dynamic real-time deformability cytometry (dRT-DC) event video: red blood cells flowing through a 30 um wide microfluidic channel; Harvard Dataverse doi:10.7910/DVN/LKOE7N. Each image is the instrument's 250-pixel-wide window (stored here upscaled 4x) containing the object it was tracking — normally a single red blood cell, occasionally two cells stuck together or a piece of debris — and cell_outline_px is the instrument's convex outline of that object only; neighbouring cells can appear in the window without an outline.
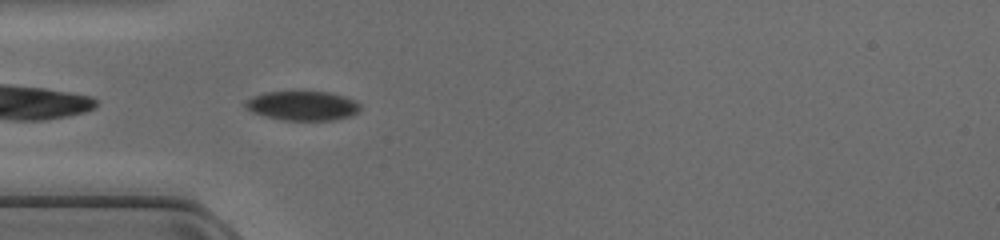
{"species": "common noctule bat (a hibernating species)", "species_latin": "Nyctalus noctula", "temperature_condition": "cold", "stored_images_in_passage": 35, "camera_frame_rate_fps": 3000, "um_per_image_px": 0.085, "animal": {"sex": "female", "body_mass_g": 17.0, "forearm_length_mm": 48.0}, "frame": {"image": 1, "passage_image": 2, "time_ms": 0.333, "image_size_px": [1000, 240], "cell_outline_px": [[360, 112], [352, 116], [336, 120], [284, 120], [264, 116], [252, 112], [244, 108], [244, 100], [252, 96], [264, 92], [328, 92], [344, 96], [360, 104]], "centroid_in_image_um": [25.69, 9.0], "position_along_channel_um": 59.3, "area_um2": 19.83}}
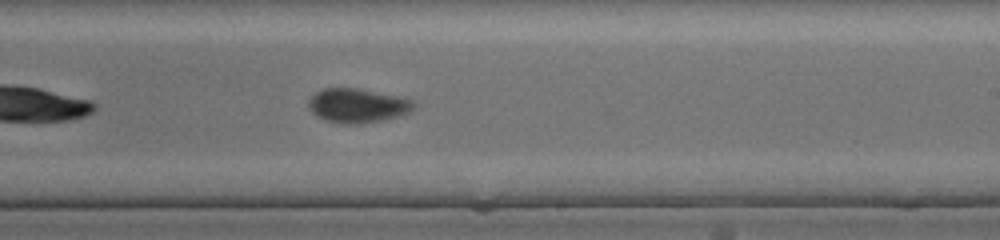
{"frame": {"image": 2, "passage_image": 16, "time_ms": 5.0, "image_size_px": [1000, 240], "cell_outline_px": [[416, 104], [408, 112], [396, 116], [380, 120], [356, 124], [344, 124], [328, 120], [312, 112], [308, 108], [308, 100], [320, 88], [356, 88], [396, 96], [412, 100]], "centroid_in_image_um": [30.34, 8.96], "position_along_channel_um": 258.7, "area_um2": 20.46}}
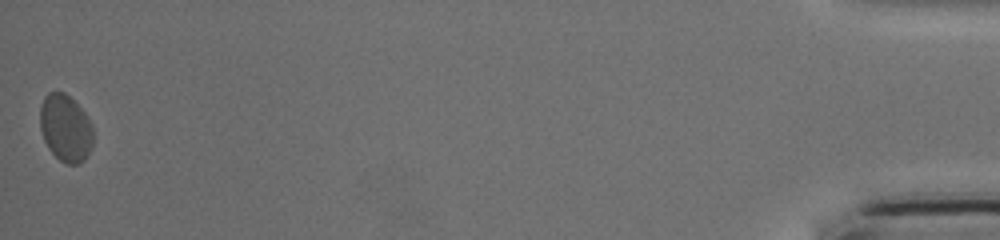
{"frame": {"image": 3, "passage_image": 35, "time_ms": 11.333, "image_size_px": [1000, 240], "cell_outline_px": [[92, 144], [88, 156], [80, 164], [68, 164], [60, 160], [48, 148], [44, 140], [40, 128], [40, 108], [44, 96], [48, 92], [64, 92], [84, 112], [92, 124]], "centroid_in_image_um": [5.56, 10.9], "position_along_channel_um": 429.6, "area_um2": 20.69}}